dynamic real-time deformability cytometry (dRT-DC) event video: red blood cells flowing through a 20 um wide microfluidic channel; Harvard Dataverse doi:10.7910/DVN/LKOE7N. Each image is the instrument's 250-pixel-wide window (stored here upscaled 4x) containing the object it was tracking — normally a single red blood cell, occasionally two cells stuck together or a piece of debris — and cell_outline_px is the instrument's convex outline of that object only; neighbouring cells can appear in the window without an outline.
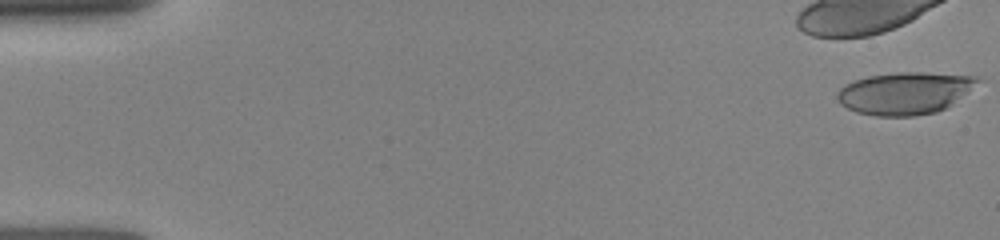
{"species": "human", "species_latin": "Homo sapiens", "temperature_condition": "room temperature", "stored_images_in_passage": 50, "camera_frame_rate_fps": 3000, "um_per_image_px": 0.085, "donor": {"sex": "female"}, "frame": {"image": 1, "passage_image": 1, "time_ms": 0.0, "image_size_px": [1000, 240], "cell_outline_px": [[984, 80], [952, 104], [936, 112], [912, 116], [876, 116], [856, 112], [840, 104], [836, 100], [836, 92], [840, 88], [856, 80], [868, 76], [900, 72], [924, 72], [976, 76]], "centroid_in_image_um": [76.93, 7.91], "position_along_channel_um": 8.1, "area_um2": 34.62}}